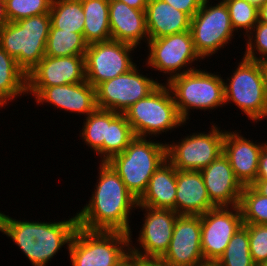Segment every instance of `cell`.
<instances>
[{"label": "cell", "instance_id": "cell-36", "mask_svg": "<svg viewBox=\"0 0 267 266\" xmlns=\"http://www.w3.org/2000/svg\"><path fill=\"white\" fill-rule=\"evenodd\" d=\"M248 230L249 248L256 266L267 263V225L243 224Z\"/></svg>", "mask_w": 267, "mask_h": 266}, {"label": "cell", "instance_id": "cell-48", "mask_svg": "<svg viewBox=\"0 0 267 266\" xmlns=\"http://www.w3.org/2000/svg\"><path fill=\"white\" fill-rule=\"evenodd\" d=\"M203 266H216L215 264H205Z\"/></svg>", "mask_w": 267, "mask_h": 266}, {"label": "cell", "instance_id": "cell-44", "mask_svg": "<svg viewBox=\"0 0 267 266\" xmlns=\"http://www.w3.org/2000/svg\"><path fill=\"white\" fill-rule=\"evenodd\" d=\"M7 22L8 20L5 15L4 0H0V28Z\"/></svg>", "mask_w": 267, "mask_h": 266}, {"label": "cell", "instance_id": "cell-41", "mask_svg": "<svg viewBox=\"0 0 267 266\" xmlns=\"http://www.w3.org/2000/svg\"><path fill=\"white\" fill-rule=\"evenodd\" d=\"M139 266H172L160 259H139Z\"/></svg>", "mask_w": 267, "mask_h": 266}, {"label": "cell", "instance_id": "cell-33", "mask_svg": "<svg viewBox=\"0 0 267 266\" xmlns=\"http://www.w3.org/2000/svg\"><path fill=\"white\" fill-rule=\"evenodd\" d=\"M234 31L244 30V37L252 31L258 22V8L247 0H228L225 2Z\"/></svg>", "mask_w": 267, "mask_h": 266}, {"label": "cell", "instance_id": "cell-46", "mask_svg": "<svg viewBox=\"0 0 267 266\" xmlns=\"http://www.w3.org/2000/svg\"><path fill=\"white\" fill-rule=\"evenodd\" d=\"M264 70H265V75H266V81H267V60L265 62L262 63Z\"/></svg>", "mask_w": 267, "mask_h": 266}, {"label": "cell", "instance_id": "cell-11", "mask_svg": "<svg viewBox=\"0 0 267 266\" xmlns=\"http://www.w3.org/2000/svg\"><path fill=\"white\" fill-rule=\"evenodd\" d=\"M146 46L149 50L146 65L168 74L166 83L175 76L196 70L191 63L202 59L195 50L190 30L149 39Z\"/></svg>", "mask_w": 267, "mask_h": 266}, {"label": "cell", "instance_id": "cell-28", "mask_svg": "<svg viewBox=\"0 0 267 266\" xmlns=\"http://www.w3.org/2000/svg\"><path fill=\"white\" fill-rule=\"evenodd\" d=\"M49 15L50 28L83 34L85 14L81 0H53Z\"/></svg>", "mask_w": 267, "mask_h": 266}, {"label": "cell", "instance_id": "cell-24", "mask_svg": "<svg viewBox=\"0 0 267 266\" xmlns=\"http://www.w3.org/2000/svg\"><path fill=\"white\" fill-rule=\"evenodd\" d=\"M176 168L166 160L152 175L138 206L175 211Z\"/></svg>", "mask_w": 267, "mask_h": 266}, {"label": "cell", "instance_id": "cell-23", "mask_svg": "<svg viewBox=\"0 0 267 266\" xmlns=\"http://www.w3.org/2000/svg\"><path fill=\"white\" fill-rule=\"evenodd\" d=\"M145 19L149 39L190 30L191 18L162 0H148Z\"/></svg>", "mask_w": 267, "mask_h": 266}, {"label": "cell", "instance_id": "cell-13", "mask_svg": "<svg viewBox=\"0 0 267 266\" xmlns=\"http://www.w3.org/2000/svg\"><path fill=\"white\" fill-rule=\"evenodd\" d=\"M136 47L117 40L88 45L85 53V78L93 87L125 74L136 66L131 51Z\"/></svg>", "mask_w": 267, "mask_h": 266}, {"label": "cell", "instance_id": "cell-20", "mask_svg": "<svg viewBox=\"0 0 267 266\" xmlns=\"http://www.w3.org/2000/svg\"><path fill=\"white\" fill-rule=\"evenodd\" d=\"M211 203L215 207H232L239 205L242 184L222 153L207 167L200 170Z\"/></svg>", "mask_w": 267, "mask_h": 266}, {"label": "cell", "instance_id": "cell-22", "mask_svg": "<svg viewBox=\"0 0 267 266\" xmlns=\"http://www.w3.org/2000/svg\"><path fill=\"white\" fill-rule=\"evenodd\" d=\"M176 189L175 212L179 215H202L215 208L200 171L176 169Z\"/></svg>", "mask_w": 267, "mask_h": 266}, {"label": "cell", "instance_id": "cell-35", "mask_svg": "<svg viewBox=\"0 0 267 266\" xmlns=\"http://www.w3.org/2000/svg\"><path fill=\"white\" fill-rule=\"evenodd\" d=\"M246 37L244 58L260 63L265 62L267 60V23L258 21Z\"/></svg>", "mask_w": 267, "mask_h": 266}, {"label": "cell", "instance_id": "cell-50", "mask_svg": "<svg viewBox=\"0 0 267 266\" xmlns=\"http://www.w3.org/2000/svg\"><path fill=\"white\" fill-rule=\"evenodd\" d=\"M259 266H267V263L261 264V265H259Z\"/></svg>", "mask_w": 267, "mask_h": 266}, {"label": "cell", "instance_id": "cell-32", "mask_svg": "<svg viewBox=\"0 0 267 266\" xmlns=\"http://www.w3.org/2000/svg\"><path fill=\"white\" fill-rule=\"evenodd\" d=\"M239 207L243 224L267 225V197L253 186H245L241 193Z\"/></svg>", "mask_w": 267, "mask_h": 266}, {"label": "cell", "instance_id": "cell-40", "mask_svg": "<svg viewBox=\"0 0 267 266\" xmlns=\"http://www.w3.org/2000/svg\"><path fill=\"white\" fill-rule=\"evenodd\" d=\"M121 2H124L129 7L139 9V10H145L147 7L148 0H119Z\"/></svg>", "mask_w": 267, "mask_h": 266}, {"label": "cell", "instance_id": "cell-14", "mask_svg": "<svg viewBox=\"0 0 267 266\" xmlns=\"http://www.w3.org/2000/svg\"><path fill=\"white\" fill-rule=\"evenodd\" d=\"M201 248L206 264H215L223 255L230 239L243 225L239 205L215 207L200 215Z\"/></svg>", "mask_w": 267, "mask_h": 266}, {"label": "cell", "instance_id": "cell-27", "mask_svg": "<svg viewBox=\"0 0 267 266\" xmlns=\"http://www.w3.org/2000/svg\"><path fill=\"white\" fill-rule=\"evenodd\" d=\"M111 110L96 109L85 117L80 137L104 162V141H107L108 125L118 115Z\"/></svg>", "mask_w": 267, "mask_h": 266}, {"label": "cell", "instance_id": "cell-3", "mask_svg": "<svg viewBox=\"0 0 267 266\" xmlns=\"http://www.w3.org/2000/svg\"><path fill=\"white\" fill-rule=\"evenodd\" d=\"M167 160L166 143L135 137L122 153L108 163L118 173L126 188L138 200L153 173Z\"/></svg>", "mask_w": 267, "mask_h": 266}, {"label": "cell", "instance_id": "cell-9", "mask_svg": "<svg viewBox=\"0 0 267 266\" xmlns=\"http://www.w3.org/2000/svg\"><path fill=\"white\" fill-rule=\"evenodd\" d=\"M209 1H203L190 23L194 47L202 60L217 53L235 37L226 4L219 2L212 6Z\"/></svg>", "mask_w": 267, "mask_h": 266}, {"label": "cell", "instance_id": "cell-43", "mask_svg": "<svg viewBox=\"0 0 267 266\" xmlns=\"http://www.w3.org/2000/svg\"><path fill=\"white\" fill-rule=\"evenodd\" d=\"M258 21L267 23V1L258 9Z\"/></svg>", "mask_w": 267, "mask_h": 266}, {"label": "cell", "instance_id": "cell-30", "mask_svg": "<svg viewBox=\"0 0 267 266\" xmlns=\"http://www.w3.org/2000/svg\"><path fill=\"white\" fill-rule=\"evenodd\" d=\"M135 138L131 125L123 113H119L108 125L107 141H104V162L122 153Z\"/></svg>", "mask_w": 267, "mask_h": 266}, {"label": "cell", "instance_id": "cell-1", "mask_svg": "<svg viewBox=\"0 0 267 266\" xmlns=\"http://www.w3.org/2000/svg\"><path fill=\"white\" fill-rule=\"evenodd\" d=\"M99 165L91 200L76 213L78 226L90 231H120L131 235L129 216L137 208L138 200L108 162Z\"/></svg>", "mask_w": 267, "mask_h": 266}, {"label": "cell", "instance_id": "cell-4", "mask_svg": "<svg viewBox=\"0 0 267 266\" xmlns=\"http://www.w3.org/2000/svg\"><path fill=\"white\" fill-rule=\"evenodd\" d=\"M50 27L49 13L7 22L0 28V47L28 74L45 56Z\"/></svg>", "mask_w": 267, "mask_h": 266}, {"label": "cell", "instance_id": "cell-5", "mask_svg": "<svg viewBox=\"0 0 267 266\" xmlns=\"http://www.w3.org/2000/svg\"><path fill=\"white\" fill-rule=\"evenodd\" d=\"M135 137H157L186 124L180 117L169 86L161 83L147 97L140 99L123 113ZM153 135V136H152Z\"/></svg>", "mask_w": 267, "mask_h": 266}, {"label": "cell", "instance_id": "cell-16", "mask_svg": "<svg viewBox=\"0 0 267 266\" xmlns=\"http://www.w3.org/2000/svg\"><path fill=\"white\" fill-rule=\"evenodd\" d=\"M172 266H203L200 215H178L168 250L160 258Z\"/></svg>", "mask_w": 267, "mask_h": 266}, {"label": "cell", "instance_id": "cell-8", "mask_svg": "<svg viewBox=\"0 0 267 266\" xmlns=\"http://www.w3.org/2000/svg\"><path fill=\"white\" fill-rule=\"evenodd\" d=\"M68 252L72 266H115L130 252V234L78 226Z\"/></svg>", "mask_w": 267, "mask_h": 266}, {"label": "cell", "instance_id": "cell-18", "mask_svg": "<svg viewBox=\"0 0 267 266\" xmlns=\"http://www.w3.org/2000/svg\"><path fill=\"white\" fill-rule=\"evenodd\" d=\"M86 81L85 55L44 56L27 74V87H51Z\"/></svg>", "mask_w": 267, "mask_h": 266}, {"label": "cell", "instance_id": "cell-42", "mask_svg": "<svg viewBox=\"0 0 267 266\" xmlns=\"http://www.w3.org/2000/svg\"><path fill=\"white\" fill-rule=\"evenodd\" d=\"M259 193L267 197V180H256L252 185Z\"/></svg>", "mask_w": 267, "mask_h": 266}, {"label": "cell", "instance_id": "cell-7", "mask_svg": "<svg viewBox=\"0 0 267 266\" xmlns=\"http://www.w3.org/2000/svg\"><path fill=\"white\" fill-rule=\"evenodd\" d=\"M225 81V105L236 104L255 123L267 118V81L262 63L243 57Z\"/></svg>", "mask_w": 267, "mask_h": 266}, {"label": "cell", "instance_id": "cell-39", "mask_svg": "<svg viewBox=\"0 0 267 266\" xmlns=\"http://www.w3.org/2000/svg\"><path fill=\"white\" fill-rule=\"evenodd\" d=\"M115 266H139V258L135 254L129 252Z\"/></svg>", "mask_w": 267, "mask_h": 266}, {"label": "cell", "instance_id": "cell-29", "mask_svg": "<svg viewBox=\"0 0 267 266\" xmlns=\"http://www.w3.org/2000/svg\"><path fill=\"white\" fill-rule=\"evenodd\" d=\"M87 47L83 34L50 28L45 55L51 57L85 55Z\"/></svg>", "mask_w": 267, "mask_h": 266}, {"label": "cell", "instance_id": "cell-12", "mask_svg": "<svg viewBox=\"0 0 267 266\" xmlns=\"http://www.w3.org/2000/svg\"><path fill=\"white\" fill-rule=\"evenodd\" d=\"M140 73L136 65L127 73L100 83L96 87L97 108L124 113L161 84Z\"/></svg>", "mask_w": 267, "mask_h": 266}, {"label": "cell", "instance_id": "cell-49", "mask_svg": "<svg viewBox=\"0 0 267 266\" xmlns=\"http://www.w3.org/2000/svg\"><path fill=\"white\" fill-rule=\"evenodd\" d=\"M226 1H228V0H220V1H218V2H224V3H225Z\"/></svg>", "mask_w": 267, "mask_h": 266}, {"label": "cell", "instance_id": "cell-15", "mask_svg": "<svg viewBox=\"0 0 267 266\" xmlns=\"http://www.w3.org/2000/svg\"><path fill=\"white\" fill-rule=\"evenodd\" d=\"M145 210L143 226L136 239L139 248L132 242L130 235V252L139 259H160L168 250L178 213L171 209H157L137 206ZM134 245V246H132ZM141 249V250H140Z\"/></svg>", "mask_w": 267, "mask_h": 266}, {"label": "cell", "instance_id": "cell-37", "mask_svg": "<svg viewBox=\"0 0 267 266\" xmlns=\"http://www.w3.org/2000/svg\"><path fill=\"white\" fill-rule=\"evenodd\" d=\"M169 5H172L175 9L186 13L192 18L202 6L204 0H162Z\"/></svg>", "mask_w": 267, "mask_h": 266}, {"label": "cell", "instance_id": "cell-25", "mask_svg": "<svg viewBox=\"0 0 267 266\" xmlns=\"http://www.w3.org/2000/svg\"><path fill=\"white\" fill-rule=\"evenodd\" d=\"M110 0H81L85 14L83 37L88 45L111 40Z\"/></svg>", "mask_w": 267, "mask_h": 266}, {"label": "cell", "instance_id": "cell-2", "mask_svg": "<svg viewBox=\"0 0 267 266\" xmlns=\"http://www.w3.org/2000/svg\"><path fill=\"white\" fill-rule=\"evenodd\" d=\"M77 227L76 214L59 222H32L0 212V232L12 239L32 266H47L65 244L68 249Z\"/></svg>", "mask_w": 267, "mask_h": 266}, {"label": "cell", "instance_id": "cell-17", "mask_svg": "<svg viewBox=\"0 0 267 266\" xmlns=\"http://www.w3.org/2000/svg\"><path fill=\"white\" fill-rule=\"evenodd\" d=\"M27 93L33 95L38 105L49 103L54 108L85 114L86 117L97 109L96 88L87 81L51 87H27Z\"/></svg>", "mask_w": 267, "mask_h": 266}, {"label": "cell", "instance_id": "cell-47", "mask_svg": "<svg viewBox=\"0 0 267 266\" xmlns=\"http://www.w3.org/2000/svg\"><path fill=\"white\" fill-rule=\"evenodd\" d=\"M4 106H7V105L4 104V103L0 100V107L3 108Z\"/></svg>", "mask_w": 267, "mask_h": 266}, {"label": "cell", "instance_id": "cell-34", "mask_svg": "<svg viewBox=\"0 0 267 266\" xmlns=\"http://www.w3.org/2000/svg\"><path fill=\"white\" fill-rule=\"evenodd\" d=\"M53 0H4L8 22L49 13Z\"/></svg>", "mask_w": 267, "mask_h": 266}, {"label": "cell", "instance_id": "cell-21", "mask_svg": "<svg viewBox=\"0 0 267 266\" xmlns=\"http://www.w3.org/2000/svg\"><path fill=\"white\" fill-rule=\"evenodd\" d=\"M109 24L111 39L132 46H139L141 40L148 42L145 10L129 7L119 0L109 2Z\"/></svg>", "mask_w": 267, "mask_h": 266}, {"label": "cell", "instance_id": "cell-26", "mask_svg": "<svg viewBox=\"0 0 267 266\" xmlns=\"http://www.w3.org/2000/svg\"><path fill=\"white\" fill-rule=\"evenodd\" d=\"M22 94H28L27 73L0 47V100L7 105Z\"/></svg>", "mask_w": 267, "mask_h": 266}, {"label": "cell", "instance_id": "cell-38", "mask_svg": "<svg viewBox=\"0 0 267 266\" xmlns=\"http://www.w3.org/2000/svg\"><path fill=\"white\" fill-rule=\"evenodd\" d=\"M256 180H267V144L262 148Z\"/></svg>", "mask_w": 267, "mask_h": 266}, {"label": "cell", "instance_id": "cell-6", "mask_svg": "<svg viewBox=\"0 0 267 266\" xmlns=\"http://www.w3.org/2000/svg\"><path fill=\"white\" fill-rule=\"evenodd\" d=\"M166 84L185 123L189 119L190 109L206 111L225 105L224 79L215 72L210 73L199 68L175 76Z\"/></svg>", "mask_w": 267, "mask_h": 266}, {"label": "cell", "instance_id": "cell-45", "mask_svg": "<svg viewBox=\"0 0 267 266\" xmlns=\"http://www.w3.org/2000/svg\"><path fill=\"white\" fill-rule=\"evenodd\" d=\"M247 1L259 9L267 0H247Z\"/></svg>", "mask_w": 267, "mask_h": 266}, {"label": "cell", "instance_id": "cell-19", "mask_svg": "<svg viewBox=\"0 0 267 266\" xmlns=\"http://www.w3.org/2000/svg\"><path fill=\"white\" fill-rule=\"evenodd\" d=\"M267 142H254L239 132L225 131L223 154L227 157L237 180L245 186L256 181L259 156Z\"/></svg>", "mask_w": 267, "mask_h": 266}, {"label": "cell", "instance_id": "cell-10", "mask_svg": "<svg viewBox=\"0 0 267 266\" xmlns=\"http://www.w3.org/2000/svg\"><path fill=\"white\" fill-rule=\"evenodd\" d=\"M224 137L225 130L213 123L208 133L195 132L166 143L167 160L178 171H200L223 153Z\"/></svg>", "mask_w": 267, "mask_h": 266}, {"label": "cell", "instance_id": "cell-31", "mask_svg": "<svg viewBox=\"0 0 267 266\" xmlns=\"http://www.w3.org/2000/svg\"><path fill=\"white\" fill-rule=\"evenodd\" d=\"M216 266H256L249 248L248 230L242 225L230 239Z\"/></svg>", "mask_w": 267, "mask_h": 266}]
</instances>
